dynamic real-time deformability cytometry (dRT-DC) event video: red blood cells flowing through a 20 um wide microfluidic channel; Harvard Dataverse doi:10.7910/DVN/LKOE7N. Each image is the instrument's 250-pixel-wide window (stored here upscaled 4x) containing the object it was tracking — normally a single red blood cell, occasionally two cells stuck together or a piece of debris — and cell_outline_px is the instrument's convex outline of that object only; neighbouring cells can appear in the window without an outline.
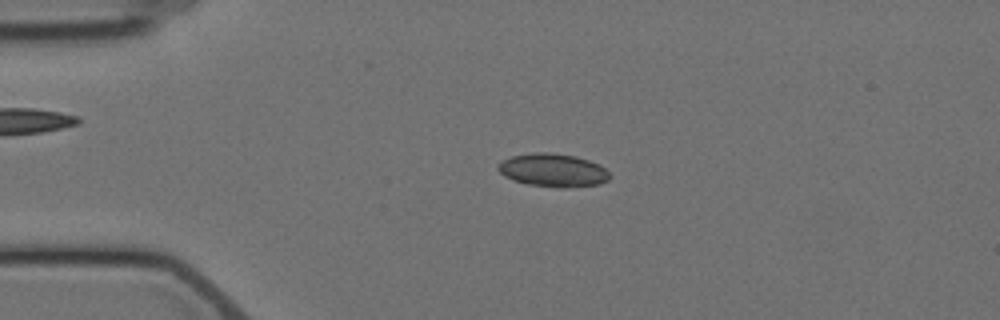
{"species": "Egyptian fruit bat (a non-hibernating species)", "species_latin": "Rousettus aegyptiacus", "temperature_condition": "cold", "stored_images_in_passage": 4, "camera_frame_rate_fps": 3000, "um_per_image_px": 0.085, "animal": {"sex": "female"}, "frame": {"image": 1, "passage_image": 3, "time_ms": 2.667, "image_size_px": [1000, 320], "cell_outline_px": [[612, 176], [608, 180], [600, 184], [564, 188], [560, 188], [528, 184], [512, 180], [504, 176], [496, 168], [496, 164], [500, 160], [512, 156], [532, 152], [548, 152], [576, 156], [600, 164]], "centroid_in_image_um": [46.98, 14.46], "position_along_channel_um": 38.0, "area_um2": 21.91}}